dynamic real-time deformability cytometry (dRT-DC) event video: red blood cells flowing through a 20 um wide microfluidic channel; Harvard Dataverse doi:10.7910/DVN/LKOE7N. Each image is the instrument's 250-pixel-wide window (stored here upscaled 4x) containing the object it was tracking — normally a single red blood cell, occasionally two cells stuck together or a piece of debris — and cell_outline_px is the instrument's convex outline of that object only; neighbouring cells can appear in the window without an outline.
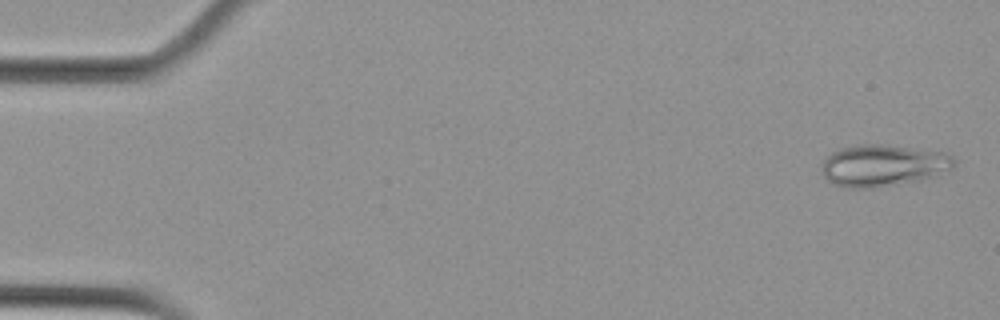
{"species": "Egyptian fruit bat (a non-hibernating species)", "species_latin": "Rousettus aegyptiacus", "temperature_condition": "cold", "stored_images_in_passage": 55, "camera_frame_rate_fps": 3000, "um_per_image_px": 0.085, "animal": {"sex": "female"}, "frame": {"image": 1, "passage_image": 2, "time_ms": 0.333, "image_size_px": [1000, 320], "cell_outline_px": [[956, 164], [952, 168], [936, 176], [924, 180], [872, 188], [848, 188], [832, 184], [824, 176], [820, 164], [832, 152], [840, 148], [856, 144], [880, 144], [944, 152], [952, 156], [956, 160]], "centroid_in_image_um": [75.07, 14.07], "position_along_channel_um": 9.9, "area_um2": 32.54}}
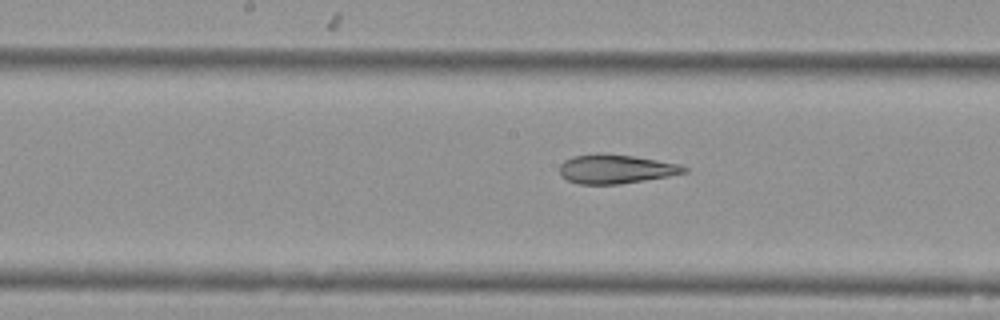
{"frame": {"image": 2, "passage_image": 28, "time_ms": 9.0, "image_size_px": [1000, 320], "cell_outline_px": [[688, 172], [668, 176], [620, 184], [580, 184], [568, 180], [560, 176], [560, 164], [564, 160], [572, 156], [600, 152], [632, 156], [680, 164], [688, 168]], "centroid_in_image_um": [52.32, 14.35], "position_along_channel_um": 195.9, "area_um2": 21.15}}
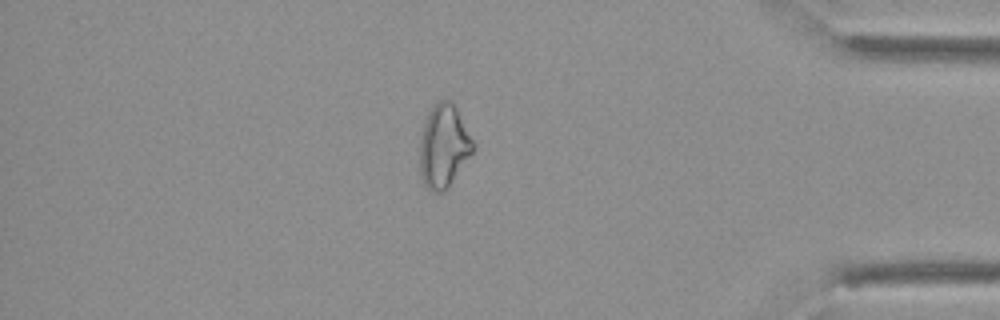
{"frame": {"image": 3, "passage_image": 47, "time_ms": 15.333, "image_size_px": [1000, 320], "cell_outline_px": [[476, 148], [448, 188], [444, 192], [432, 192], [424, 184], [420, 176], [420, 140], [424, 120], [432, 104], [440, 100], [452, 100], [476, 144]], "centroid_in_image_um": [37.72, 12.41], "position_along_channel_um": 397.5, "area_um2": 26.24}, "authors_computed_cell_mechanics": {"area_um2": 26.2412, "velocity_mm_per_s": 3.6904, "shape_relaxation_time_tau1_ms": null, "shape_relaxation_time_tau2_ms": 4.0666, "deformation_change_tau1": null, "deformation_change_tau2": 0.1195}}